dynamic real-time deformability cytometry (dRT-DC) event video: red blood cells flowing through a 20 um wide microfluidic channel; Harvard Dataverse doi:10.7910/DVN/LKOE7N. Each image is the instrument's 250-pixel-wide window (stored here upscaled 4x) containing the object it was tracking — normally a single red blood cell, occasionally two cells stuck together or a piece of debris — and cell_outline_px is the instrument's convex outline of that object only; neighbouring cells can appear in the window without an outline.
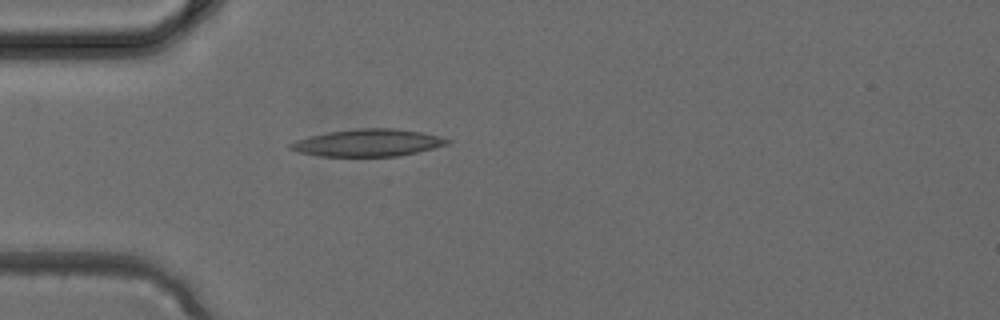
{"species": "common noctule bat (a hibernating species)", "species_latin": "Nyctalus noctula", "temperature_condition": "cold", "stored_images_in_passage": 1, "camera_frame_rate_fps": 3000, "um_per_image_px": 0.085, "animal": {"sex": "female", "body_mass_g": 24.6, "forearm_length_mm": 56.2}, "frame": {"image": 1, "passage_image": 1, "time_ms": 0.0, "image_size_px": [1000, 320], "cell_outline_px": [[452, 140], [448, 144], [400, 156], [320, 156], [296, 152], [288, 148], [288, 144], [296, 140], [308, 136], [328, 132], [356, 128], [396, 128], [420, 132], [440, 136]], "centroid_in_image_um": [31.23, 12.13], "position_along_channel_um": 53.8, "area_um2": 24.97}}